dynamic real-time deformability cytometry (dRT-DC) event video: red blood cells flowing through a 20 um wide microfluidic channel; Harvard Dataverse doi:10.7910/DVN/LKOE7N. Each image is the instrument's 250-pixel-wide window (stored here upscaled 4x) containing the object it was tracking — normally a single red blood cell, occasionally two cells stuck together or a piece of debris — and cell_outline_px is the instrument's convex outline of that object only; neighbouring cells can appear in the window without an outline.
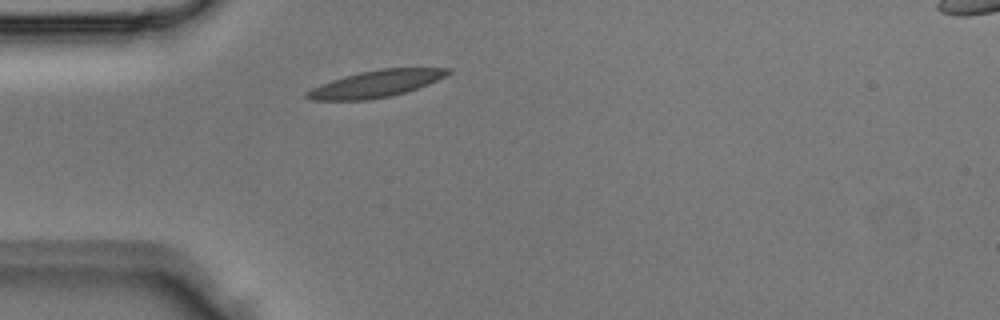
{"species": "Egyptian fruit bat (a non-hibernating species)", "species_latin": "Rousettus aegyptiacus", "temperature_condition": "room temperature", "stored_images_in_passage": 1, "camera_frame_rate_fps": 3000, "um_per_image_px": 0.085, "animal": {"sex": "male"}, "frame": {"image": 1, "passage_image": 1, "time_ms": 0.0, "image_size_px": [1000, 320], "cell_outline_px": [[452, 72], [428, 84], [392, 96], [368, 100], [312, 100], [304, 96], [304, 92], [320, 84], [344, 76], [360, 72], [380, 68], [452, 68]], "centroid_in_image_um": [31.93, 7.12], "position_along_channel_um": 53.1, "area_um2": 21.96}}